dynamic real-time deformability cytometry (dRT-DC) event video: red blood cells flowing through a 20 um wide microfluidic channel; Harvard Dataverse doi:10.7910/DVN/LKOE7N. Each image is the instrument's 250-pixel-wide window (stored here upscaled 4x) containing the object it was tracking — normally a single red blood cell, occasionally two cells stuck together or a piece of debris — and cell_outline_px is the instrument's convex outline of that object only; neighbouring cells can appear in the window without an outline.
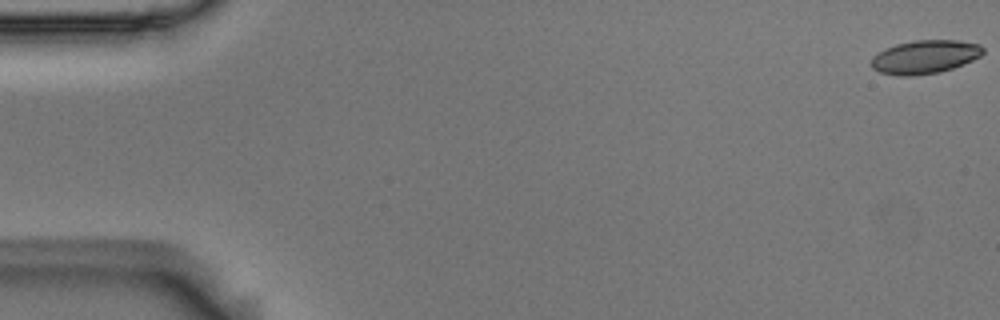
{"species": "Egyptian fruit bat (a non-hibernating species)", "species_latin": "Rousettus aegyptiacus", "temperature_condition": "room temperature", "stored_images_in_passage": 55, "camera_frame_rate_fps": 3000, "um_per_image_px": 0.085, "animal": {"sex": "male"}, "frame": {"image": 1, "passage_image": 1, "time_ms": 0.0, "image_size_px": [1000, 320], "cell_outline_px": [[984, 52], [980, 56], [972, 60], [952, 68], [940, 72], [912, 76], [900, 76], [880, 72], [872, 68], [872, 56], [884, 48], [896, 44], [912, 40], [956, 40], [980, 44], [984, 48]], "centroid_in_image_um": [78.6, 4.83], "position_along_channel_um": 6.4, "area_um2": 21.85}}
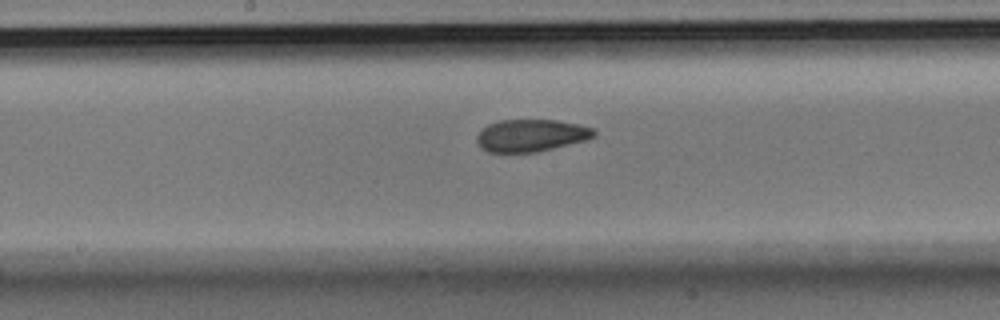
{"frame": {"image": 2, "passage_image": 29, "time_ms": 9.333, "image_size_px": [1000, 320], "cell_outline_px": [[596, 136], [588, 140], [536, 152], [488, 152], [476, 140], [476, 136], [488, 124], [500, 120], [556, 120], [576, 124], [592, 128], [596, 132]], "centroid_in_image_um": [45.17, 11.51], "position_along_channel_um": 203.0, "area_um2": 21.85}}
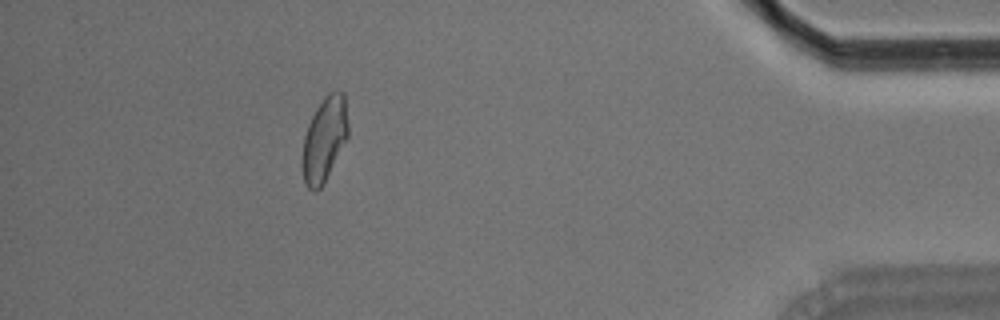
{"frame": {"image": 3, "passage_image": 50, "time_ms": 16.333, "image_size_px": [1000, 320], "cell_outline_px": [[348, 136], [320, 188], [316, 192], [308, 188], [304, 180], [300, 164], [304, 136], [308, 124], [316, 108], [324, 96], [328, 92], [344, 92], [348, 124]], "centroid_in_image_um": [27.54, 11.82], "position_along_channel_um": 407.7, "area_um2": 22.37}, "authors_computed_cell_mechanics": {"area_um2": 22.4264, "velocity_mm_per_s": 3.6663, "shape_relaxation_time_tau1_ms": 8.0521, "shape_relaxation_time_tau2_ms": 2.4403, "deformation_change_tau1": 0.1616, "deformation_change_tau2": 0.0731}}